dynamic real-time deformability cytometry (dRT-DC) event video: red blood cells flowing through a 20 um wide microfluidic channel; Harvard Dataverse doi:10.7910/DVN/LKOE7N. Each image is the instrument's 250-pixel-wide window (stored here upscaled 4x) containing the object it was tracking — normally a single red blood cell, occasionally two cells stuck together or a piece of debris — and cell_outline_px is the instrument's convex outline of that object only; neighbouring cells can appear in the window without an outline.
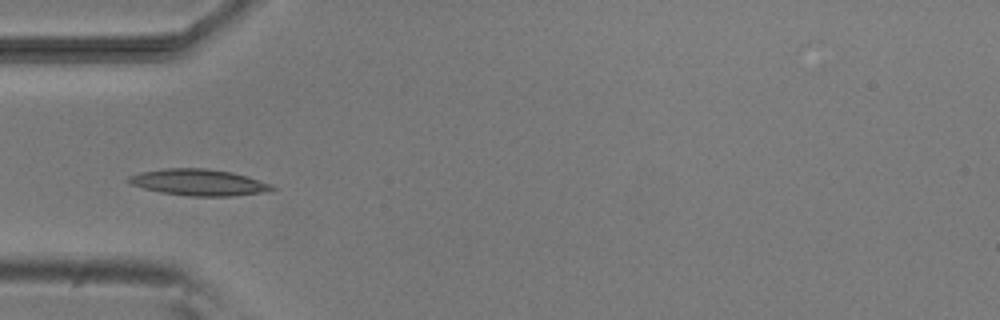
{"species": "common noctule bat (a hibernating species)", "species_latin": "Nyctalus noctula", "temperature_condition": "room temperature", "stored_images_in_passage": 7, "camera_frame_rate_fps": 3000, "um_per_image_px": 0.085, "animal": {"sex": "male", "body_mass_g": 20.5, "forearm_length_mm": 52.5}, "frame": {"image": 1, "passage_image": 4, "time_ms": 3.333, "image_size_px": [1000, 320], "cell_outline_px": [[276, 188], [272, 192], [232, 196], [188, 196], [160, 192], [144, 188], [132, 184], [128, 180], [128, 176], [140, 172], [164, 168], [204, 168], [232, 172], [248, 176], [272, 184]], "centroid_in_image_um": [16.97, 15.5], "position_along_channel_um": 68.0, "area_um2": 22.25}}
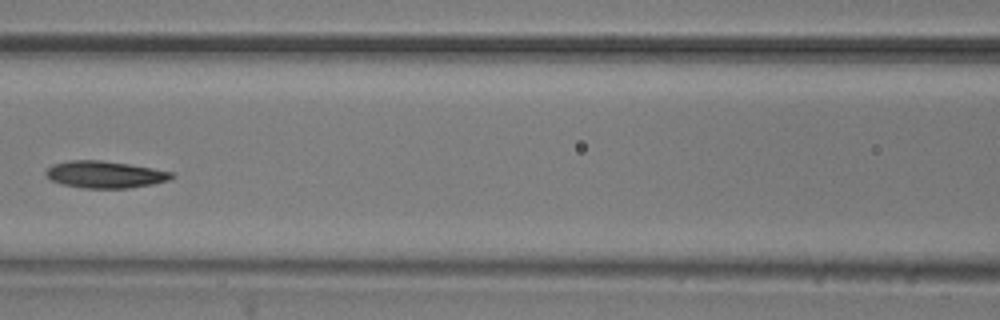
{"frame": {"image": 2, "passage_image": 6, "time_ms": 5.667, "image_size_px": [1000, 320], "cell_outline_px": [[176, 176], [168, 180], [152, 184], [128, 188], [84, 188], [60, 184], [52, 180], [44, 172], [52, 164], [68, 160], [100, 160], [128, 164], [152, 168], [172, 172]], "centroid_in_image_um": [8.9, 14.83], "position_along_channel_um": 157.7, "area_um2": 19.71}}
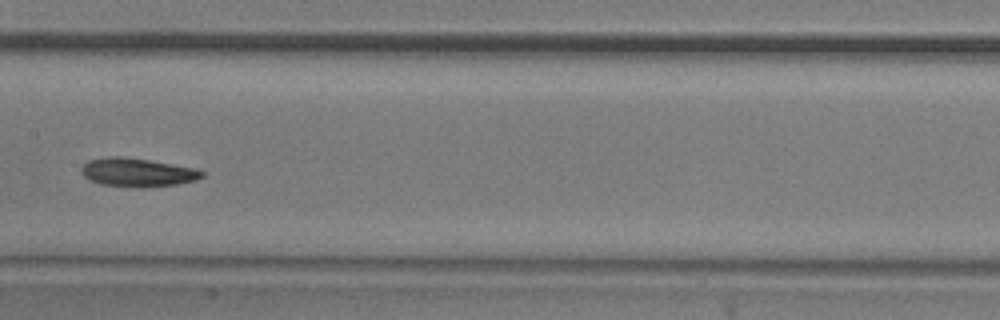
{"frame": {"image": 3, "passage_image": 7, "time_ms": 6.667, "image_size_px": [1000, 320], "cell_outline_px": [[204, 176], [196, 180], [176, 184], [140, 188], [136, 188], [100, 184], [84, 176], [80, 172], [80, 168], [88, 160], [108, 156], [120, 156], [148, 160], [172, 164], [192, 168], [204, 172]], "centroid_in_image_um": [11.64, 14.66], "position_along_channel_um": 195.8, "area_um2": 20.0}}